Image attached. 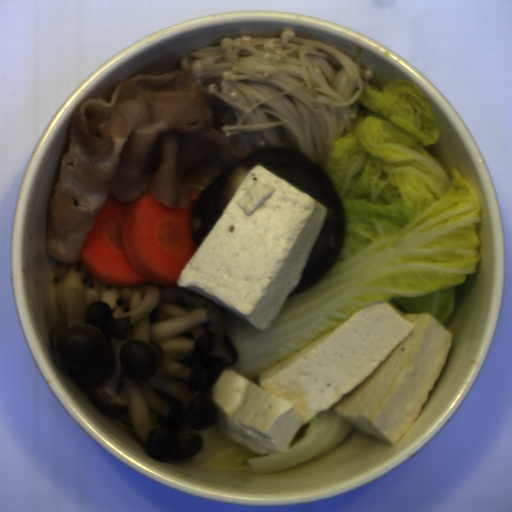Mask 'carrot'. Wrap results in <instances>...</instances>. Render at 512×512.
I'll return each instance as SVG.
<instances>
[{"label":"carrot","mask_w":512,"mask_h":512,"mask_svg":"<svg viewBox=\"0 0 512 512\" xmlns=\"http://www.w3.org/2000/svg\"><path fill=\"white\" fill-rule=\"evenodd\" d=\"M192 210L163 205L150 192L130 203L110 195L83 242L79 261L109 285H178L199 247Z\"/></svg>","instance_id":"1"}]
</instances>
